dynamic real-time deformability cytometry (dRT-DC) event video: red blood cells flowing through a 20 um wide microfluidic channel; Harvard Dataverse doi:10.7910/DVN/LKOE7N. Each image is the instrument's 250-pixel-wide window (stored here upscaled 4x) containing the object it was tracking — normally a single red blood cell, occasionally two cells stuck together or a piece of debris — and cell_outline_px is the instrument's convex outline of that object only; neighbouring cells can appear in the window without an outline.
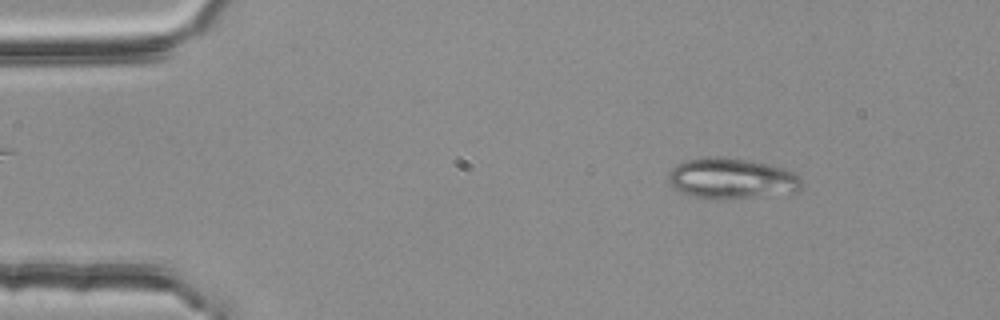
{"species": "common noctule bat (a hibernating species)", "species_latin": "Nyctalus noctula", "temperature_condition": "room temperature", "stored_images_in_passage": 3, "camera_frame_rate_fps": 3000, "um_per_image_px": 0.085, "animal": {"sex": "female", "body_mass_g": 25.1}, "frame": {"image": 1, "passage_image": 1, "time_ms": 0.0, "image_size_px": [1000, 320], "cell_outline_px": [[804, 184], [796, 192], [728, 200], [724, 200], [696, 196], [680, 192], [672, 188], [668, 184], [668, 176], [672, 168], [684, 160], [704, 156], [716, 156], [748, 160], [768, 164], [784, 168], [800, 176]], "centroid_in_image_um": [62.18, 15.17], "position_along_channel_um": 22.8, "area_um2": 32.02}}